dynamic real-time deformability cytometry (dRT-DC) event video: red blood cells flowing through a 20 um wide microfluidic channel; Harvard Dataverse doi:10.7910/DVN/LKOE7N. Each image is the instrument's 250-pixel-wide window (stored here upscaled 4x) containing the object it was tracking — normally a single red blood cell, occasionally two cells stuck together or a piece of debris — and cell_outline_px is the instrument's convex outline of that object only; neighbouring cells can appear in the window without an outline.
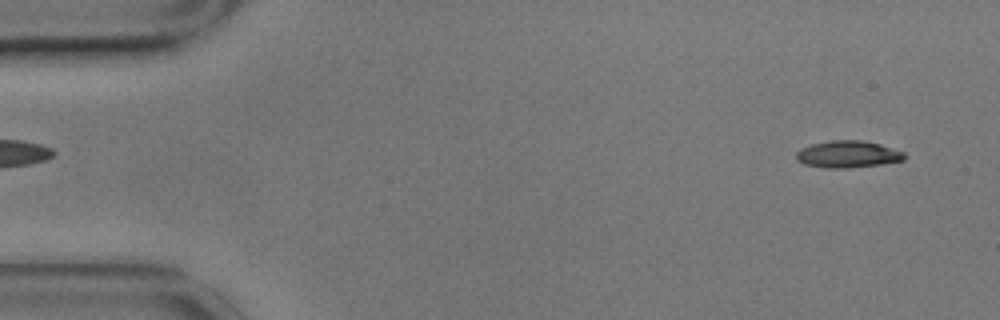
{"species": "common noctule bat (a hibernating species)", "species_latin": "Nyctalus noctula", "temperature_condition": "cold", "stored_images_in_passage": 56, "camera_frame_rate_fps": 3000, "um_per_image_px": 0.085, "animal": {"sex": "male", "body_mass_g": 17.9}, "frame": {"image": 1, "passage_image": 3, "time_ms": 0.667, "image_size_px": [1000, 320], "cell_outline_px": [[904, 160], [880, 164], [848, 168], [824, 168], [804, 164], [796, 160], [796, 152], [800, 148], [812, 144], [832, 140], [860, 140], [880, 144], [904, 152]], "centroid_in_image_um": [72.02, 13.11], "position_along_channel_um": 13.0, "area_um2": 16.94}}
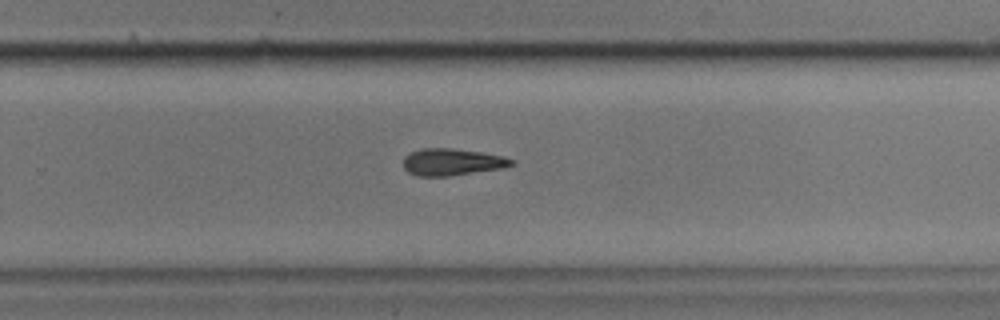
{"frame": {"image": 2, "passage_image": 36, "time_ms": 11.667, "image_size_px": [1000, 320], "cell_outline_px": [[516, 164], [504, 168], [448, 176], [416, 176], [408, 172], [404, 168], [404, 156], [420, 148], [452, 148], [480, 152], [500, 156], [516, 160]], "centroid_in_image_um": [38.43, 13.77], "position_along_channel_um": 291.4, "area_um2": 16.99}}
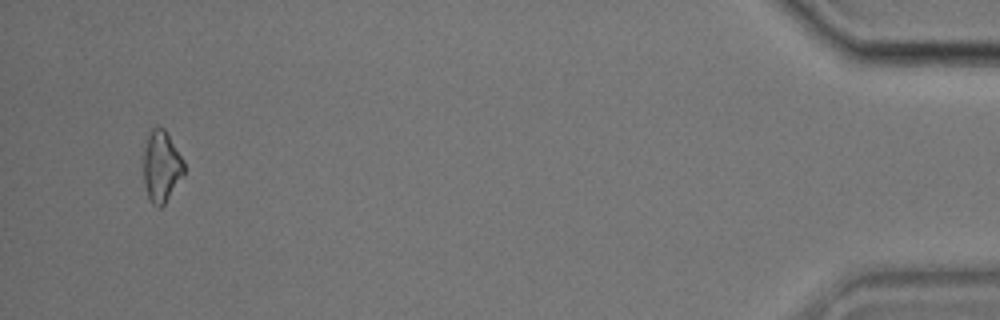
{"frame": {"image": 3, "passage_image": 54, "time_ms": 17.667, "image_size_px": [1000, 320], "cell_outline_px": [[184, 176], [164, 204], [160, 208], [156, 208], [152, 204], [148, 196], [144, 184], [140, 156], [148, 136], [152, 128], [156, 124], [164, 128], [184, 160]], "centroid_in_image_um": [13.68, 14.13], "position_along_channel_um": 421.5, "area_um2": 17.57}, "authors_computed_cell_mechanics": {"area_um2": 17.3689, "velocity_mm_per_s": 3.497, "shape_relaxation_time_tau1_ms": 4.1598, "shape_relaxation_time_tau2_ms": null, "deformation_change_tau1": 0.1623, "deformation_change_tau2": null}}